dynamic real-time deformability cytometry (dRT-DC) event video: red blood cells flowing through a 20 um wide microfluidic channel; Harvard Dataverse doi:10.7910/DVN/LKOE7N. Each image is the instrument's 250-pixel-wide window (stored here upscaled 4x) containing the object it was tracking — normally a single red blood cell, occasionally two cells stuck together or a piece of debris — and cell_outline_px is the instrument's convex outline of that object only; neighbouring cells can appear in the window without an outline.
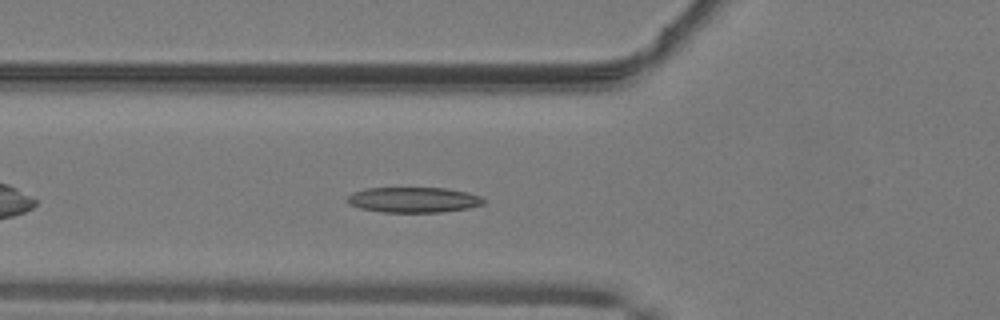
{"species": "common noctule bat (a hibernating species)", "species_latin": "Nyctalus noctula", "temperature_condition": "warm", "stored_images_in_passage": 35, "camera_frame_rate_fps": 3000, "um_per_image_px": 0.085, "animal": {"sex": "male", "body_mass_g": 19.2, "forearm_length_mm": 51.8}, "frame": {"image": 1, "passage_image": 7, "time_ms": 2.0, "image_size_px": [1000, 320], "cell_outline_px": [[484, 204], [468, 208], [440, 212], [384, 212], [360, 208], [348, 204], [344, 200], [352, 192], [368, 188], [448, 188], [468, 192], [480, 196], [484, 200]], "centroid_in_image_um": [35.12, 16.98], "position_along_channel_um": 90.7, "area_um2": 20.23}}
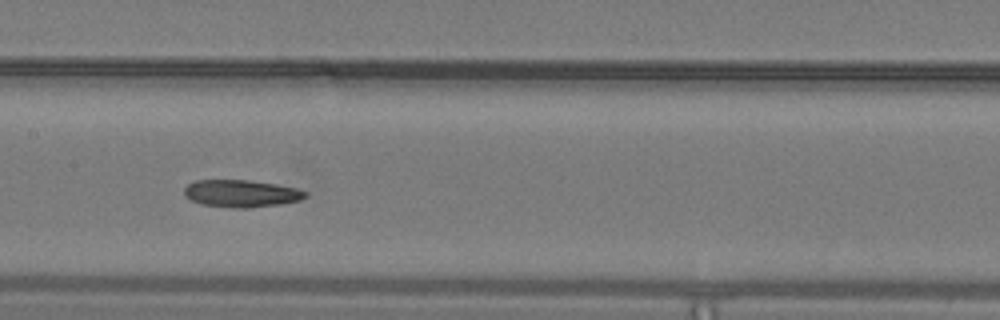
{"frame": {"image": 2, "passage_image": 14, "time_ms": 4.333, "image_size_px": [1000, 320], "cell_outline_px": [[308, 196], [300, 200], [280, 204], [252, 208], [228, 208], [200, 204], [184, 196], [184, 188], [188, 184], [196, 180], [248, 180], [276, 184], [296, 188], [308, 192]], "centroid_in_image_um": [20.5, 16.45], "position_along_channel_um": 186.9, "area_um2": 19.48}}
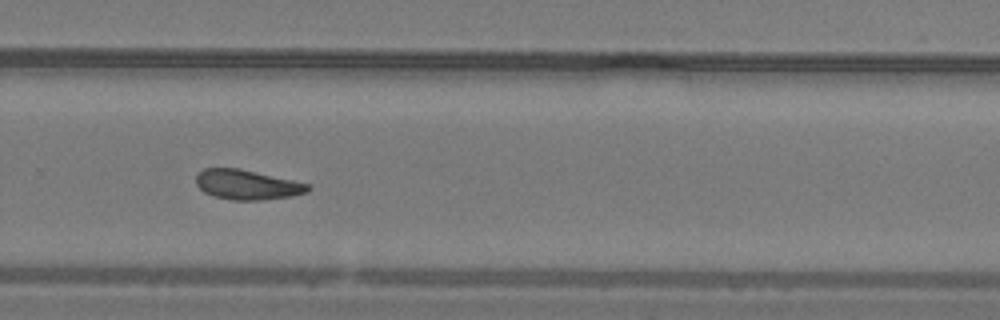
{"frame": {"image": 3, "passage_image": 23, "time_ms": 7.333, "image_size_px": [1000, 320], "cell_outline_px": [[312, 188], [308, 192], [292, 196], [260, 200], [232, 200], [212, 196], [204, 192], [196, 184], [196, 176], [204, 168], [240, 168], [292, 180], [308, 184]], "centroid_in_image_um": [21.0, 15.7], "position_along_channel_um": 308.8, "area_um2": 19.42}, "authors_computed_cell_mechanics": {"area_um2": 19.4786, "velocity_mm_per_s": 4.0961, "shape_relaxation_time_tau1_ms": null, "shape_relaxation_time_tau2_ms": 4.0774, "deformation_change_tau1": null, "deformation_change_tau2": 0.116}}